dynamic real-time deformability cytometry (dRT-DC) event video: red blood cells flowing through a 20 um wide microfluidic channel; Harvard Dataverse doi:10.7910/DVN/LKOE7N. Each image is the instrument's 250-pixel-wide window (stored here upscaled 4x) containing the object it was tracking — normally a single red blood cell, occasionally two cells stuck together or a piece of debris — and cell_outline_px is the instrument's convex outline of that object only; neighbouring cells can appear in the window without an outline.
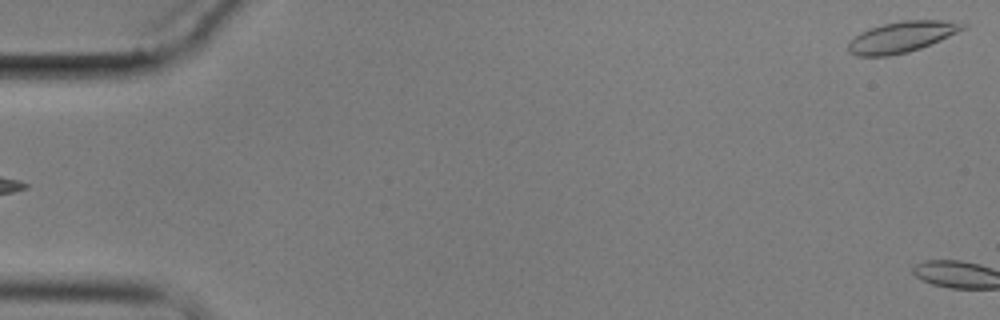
{"species": "common noctule bat (a hibernating species)", "species_latin": "Nyctalus noctula", "temperature_condition": "cold", "stored_images_in_passage": 5, "segment_of_instrument_passage": [2, 2], "camera_frame_rate_fps": 3000, "um_per_image_px": 0.085, "animal": {"sex": "male", "body_mass_g": 17.9}, "frame": {"image": 1, "passage_image": 5, "time_ms": 6.0, "image_size_px": [1000, 320], "cell_outline_px": [[968, 28], [940, 40], [920, 48], [908, 52], [888, 56], [856, 56], [848, 52], [848, 44], [860, 32], [868, 28], [884, 24], [904, 20], [944, 20], [968, 24]], "centroid_in_image_um": [76.67, 3.14], "position_along_channel_um": 8.3, "area_um2": 20.63}}